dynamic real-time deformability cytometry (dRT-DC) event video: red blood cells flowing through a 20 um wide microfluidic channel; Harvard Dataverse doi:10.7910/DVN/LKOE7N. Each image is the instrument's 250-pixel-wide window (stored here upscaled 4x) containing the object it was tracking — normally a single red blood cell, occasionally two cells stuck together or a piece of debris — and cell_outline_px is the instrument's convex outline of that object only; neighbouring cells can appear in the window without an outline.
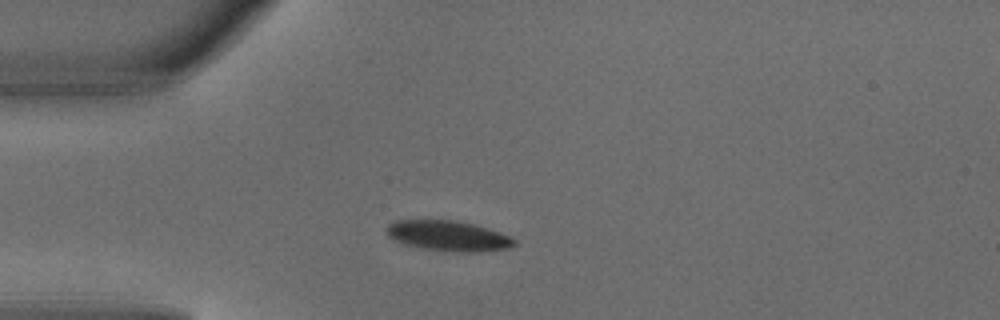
{"species": "common noctule bat (a hibernating species)", "species_latin": "Nyctalus noctula", "temperature_condition": "warm", "stored_images_in_passage": 4, "camera_frame_rate_fps": 3000, "um_per_image_px": 0.085, "animal": {"sex": "male", "body_mass_g": 18.8}, "frame": {"image": 1, "passage_image": 3, "time_ms": 0.667, "image_size_px": [1000, 320], "cell_outline_px": [[516, 244], [508, 248], [480, 252], [460, 252], [424, 248], [404, 244], [388, 236], [384, 232], [384, 228], [388, 224], [396, 220], [456, 220], [476, 224], [488, 228], [508, 236], [516, 240]], "centroid_in_image_um": [38.07, 20.03], "position_along_channel_um": 46.9, "area_um2": 22.6}}